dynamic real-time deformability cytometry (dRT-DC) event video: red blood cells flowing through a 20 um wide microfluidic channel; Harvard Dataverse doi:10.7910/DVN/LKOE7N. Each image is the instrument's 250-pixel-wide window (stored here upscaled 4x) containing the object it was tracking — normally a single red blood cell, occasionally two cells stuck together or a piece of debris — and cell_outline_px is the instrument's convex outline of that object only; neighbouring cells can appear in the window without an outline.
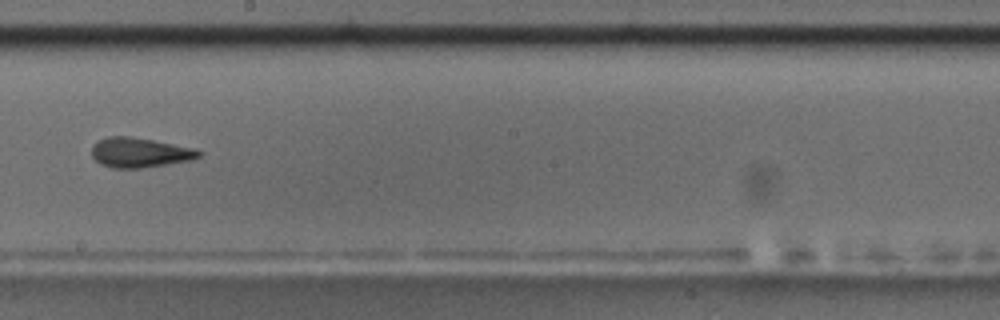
{"species": "common noctule bat (a hibernating species)", "species_latin": "Nyctalus noctula", "temperature_condition": "room temperature", "stored_images_in_passage": 10, "camera_frame_rate_fps": 3000, "um_per_image_px": 0.085, "animal": {"sex": "male", "body_mass_g": 17.5, "forearm_length_mm": 52.3}, "frame": {"image": 1, "passage_image": 9, "time_ms": 9.333, "image_size_px": [1000, 320], "cell_outline_px": [[204, 152], [200, 156], [192, 160], [140, 168], [112, 168], [100, 164], [92, 156], [92, 144], [96, 140], [108, 136], [128, 136], [152, 140], [196, 148]], "centroid_in_image_um": [11.87, 12.96], "position_along_channel_um": 236.3, "area_um2": 18.73}}